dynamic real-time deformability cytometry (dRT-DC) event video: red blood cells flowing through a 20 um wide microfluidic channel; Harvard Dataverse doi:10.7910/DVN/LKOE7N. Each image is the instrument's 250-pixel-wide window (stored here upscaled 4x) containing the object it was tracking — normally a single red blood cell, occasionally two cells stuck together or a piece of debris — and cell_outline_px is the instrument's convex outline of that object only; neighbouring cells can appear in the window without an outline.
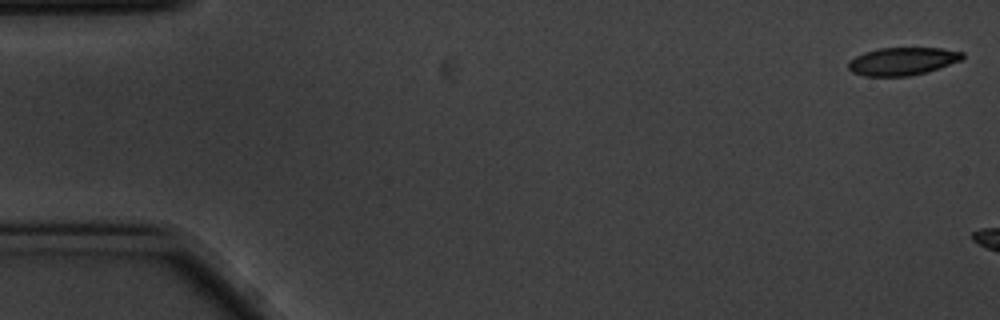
{"species": "common noctule bat (a hibernating species)", "species_latin": "Nyctalus noctula", "temperature_condition": "cold", "stored_images_in_passage": 6, "camera_frame_rate_fps": 3000, "um_per_image_px": 0.085, "animal": {"sex": "male", "body_mass_g": 20.1, "forearm_length_mm": 53.5}, "frame": {"image": 1, "passage_image": 1, "time_ms": 0.0, "image_size_px": [1000, 320], "cell_outline_px": [[964, 56], [960, 60], [924, 72], [908, 76], [864, 76], [852, 72], [848, 68], [848, 60], [864, 52], [880, 48], [940, 48], [964, 52]], "centroid_in_image_um": [76.65, 5.2], "position_along_channel_um": 8.4, "area_um2": 18.26}}